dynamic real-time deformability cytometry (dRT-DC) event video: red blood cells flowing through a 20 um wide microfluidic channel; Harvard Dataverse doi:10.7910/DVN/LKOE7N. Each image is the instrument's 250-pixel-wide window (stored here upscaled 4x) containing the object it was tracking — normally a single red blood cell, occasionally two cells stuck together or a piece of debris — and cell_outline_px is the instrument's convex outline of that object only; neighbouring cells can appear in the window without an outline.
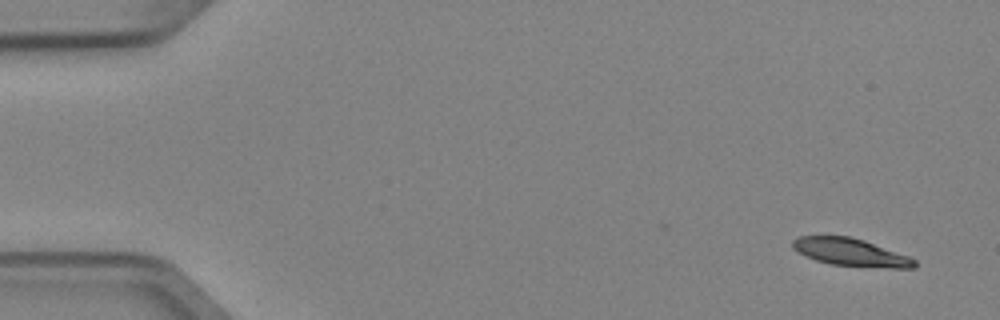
{"species": "Egyptian fruit bat (a non-hibernating species)", "species_latin": "Rousettus aegyptiacus", "temperature_condition": "cold", "stored_images_in_passage": 8, "camera_frame_rate_fps": 3000, "um_per_image_px": 0.085, "animal": {"sex": "female"}, "frame": {"image": 1, "passage_image": 1, "time_ms": 0.0, "image_size_px": [1000, 320], "cell_outline_px": [[916, 268], [892, 268], [832, 264], [816, 260], [792, 248], [792, 240], [800, 236], [852, 236], [864, 240], [908, 256], [916, 260]], "centroid_in_image_um": [72.33, 21.43], "position_along_channel_um": 12.7, "area_um2": 19.31}}
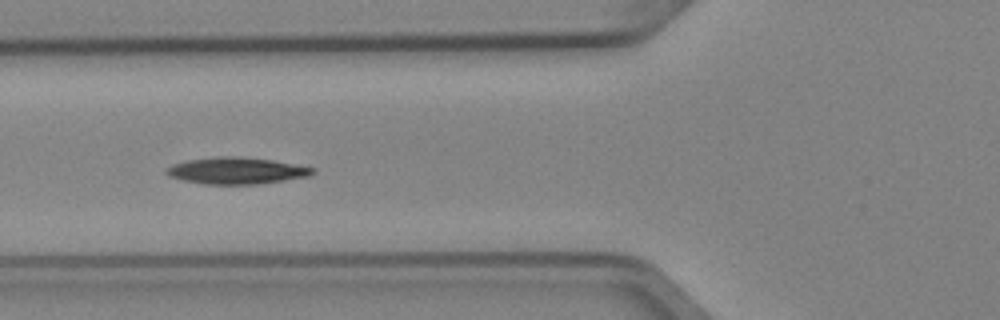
{"frame": {"image": 2, "passage_image": 6, "time_ms": 1.667, "image_size_px": [1000, 320], "cell_outline_px": [[316, 172], [308, 176], [284, 180], [256, 184], [204, 184], [184, 180], [168, 176], [164, 172], [172, 164], [188, 160], [216, 156], [240, 156], [272, 160], [316, 168]], "centroid_in_image_um": [20.09, 14.5], "position_along_channel_um": 105.7, "area_um2": 22.66}}
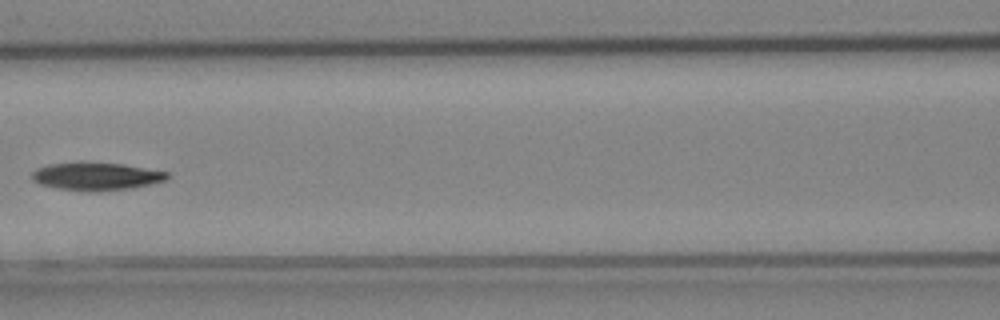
{"frame": {"image": 3, "passage_image": 7, "time_ms": 2.0, "image_size_px": [1000, 320], "cell_outline_px": [[172, 176], [168, 180], [132, 188], [100, 192], [88, 192], [56, 188], [40, 184], [32, 180], [32, 172], [36, 168], [48, 164], [80, 160], [124, 164], [168, 172]], "centroid_in_image_um": [8.18, 14.97], "position_along_channel_um": 158.4, "area_um2": 22.83}}